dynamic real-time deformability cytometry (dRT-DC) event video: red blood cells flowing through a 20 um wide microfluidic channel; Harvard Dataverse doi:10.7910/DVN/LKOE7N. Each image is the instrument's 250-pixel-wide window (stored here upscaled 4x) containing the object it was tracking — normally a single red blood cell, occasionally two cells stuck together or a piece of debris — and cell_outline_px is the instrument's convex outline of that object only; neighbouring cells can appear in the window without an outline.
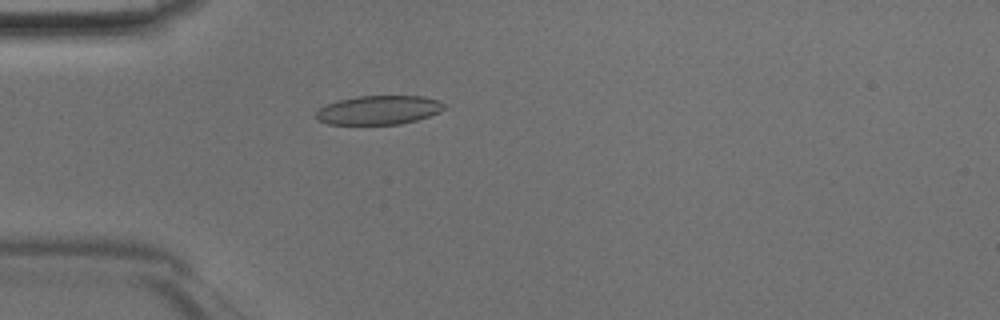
{"species": "Egyptian fruit bat (a non-hibernating species)", "species_latin": "Rousettus aegyptiacus", "temperature_condition": "room temperature", "stored_images_in_passage": 45, "camera_frame_rate_fps": 3000, "um_per_image_px": 0.085, "animal": {"sex": "male"}, "frame": {"image": 1, "passage_image": 12, "time_ms": 3.667, "image_size_px": [1000, 320], "cell_outline_px": [[444, 108], [440, 112], [416, 120], [400, 124], [328, 124], [320, 120], [316, 116], [316, 112], [320, 108], [328, 104], [340, 100], [360, 96], [424, 96], [440, 100], [444, 104]], "centroid_in_image_um": [32.24, 9.35], "position_along_channel_um": 52.8, "area_um2": 21.39}}
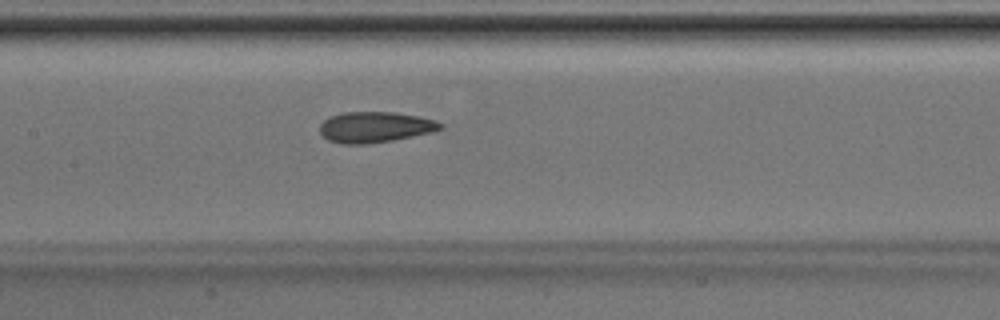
{"frame": {"image": 2, "passage_image": 21, "time_ms": 6.667, "image_size_px": [1000, 320], "cell_outline_px": [[444, 128], [432, 132], [392, 140], [364, 144], [344, 144], [328, 140], [320, 132], [320, 124], [328, 116], [344, 112], [396, 112], [420, 116], [436, 120], [444, 124]], "centroid_in_image_um": [31.9, 10.79], "position_along_channel_um": 175.5, "area_um2": 21.73}}
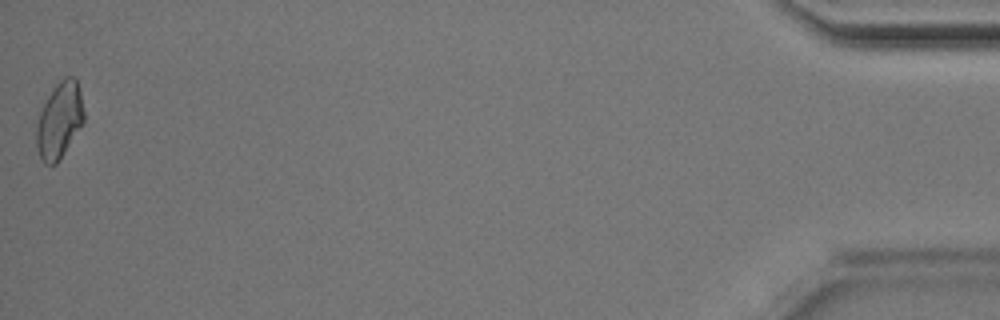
{"frame": {"image": 3, "passage_image": 45, "time_ms": 14.667, "image_size_px": [1000, 320], "cell_outline_px": [[84, 120], [56, 164], [44, 164], [40, 160], [36, 144], [36, 128], [40, 112], [48, 96], [56, 84], [64, 76], [72, 76], [76, 80], [80, 92], [84, 112]], "centroid_in_image_um": [5.03, 10.22], "position_along_channel_um": 430.2, "area_um2": 20.63}}